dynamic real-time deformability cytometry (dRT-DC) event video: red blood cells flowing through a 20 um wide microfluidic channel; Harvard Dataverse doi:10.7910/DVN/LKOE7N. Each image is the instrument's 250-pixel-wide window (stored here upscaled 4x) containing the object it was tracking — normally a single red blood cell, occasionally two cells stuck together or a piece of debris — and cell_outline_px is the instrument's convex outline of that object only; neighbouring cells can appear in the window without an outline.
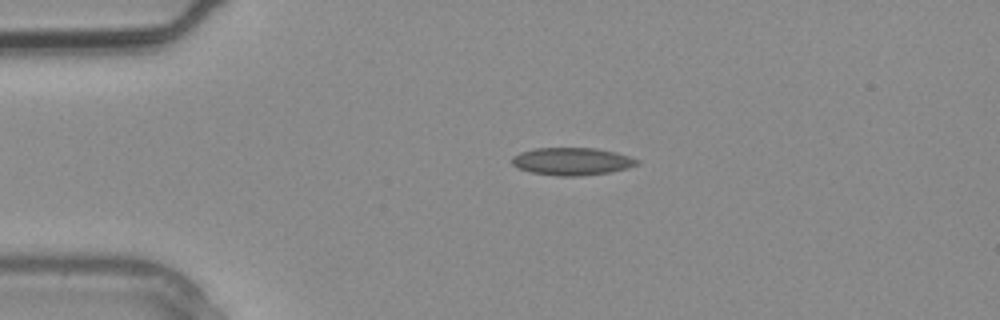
{"species": "common noctule bat (a hibernating species)", "species_latin": "Nyctalus noctula", "temperature_condition": "warm", "stored_images_in_passage": 4, "camera_frame_rate_fps": 3000, "um_per_image_px": 0.085, "animal": {"sex": "male", "body_mass_g": 20.4}, "frame": {"image": 1, "passage_image": 3, "time_ms": 0.667, "image_size_px": [1000, 320], "cell_outline_px": [[640, 164], [628, 168], [608, 172], [580, 176], [556, 176], [532, 172], [516, 168], [512, 164], [512, 156], [520, 152], [536, 148], [596, 148], [616, 152], [640, 160]], "centroid_in_image_um": [48.61, 13.71], "position_along_channel_um": 36.4, "area_um2": 20.17}}
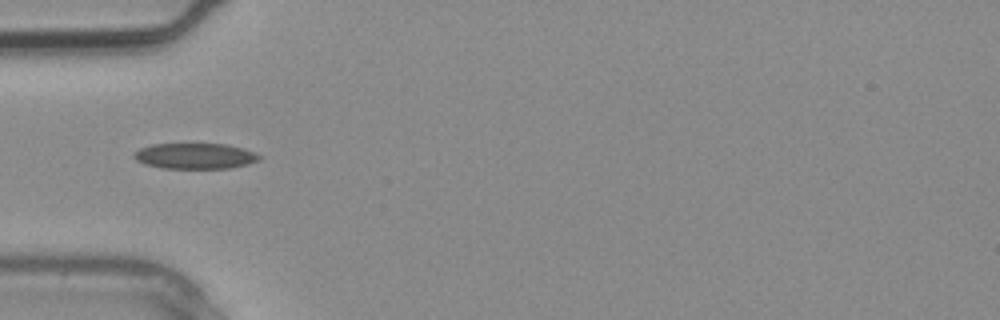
{"frame": {"image": 2, "passage_image": 4, "time_ms": 1.0, "image_size_px": [1000, 320], "cell_outline_px": [[264, 156], [260, 160], [248, 164], [228, 168], [160, 168], [144, 164], [136, 160], [132, 156], [132, 152], [140, 148], [152, 144], [228, 144], [244, 148]], "centroid_in_image_um": [16.58, 13.26], "position_along_channel_um": 68.4, "area_um2": 19.02}}